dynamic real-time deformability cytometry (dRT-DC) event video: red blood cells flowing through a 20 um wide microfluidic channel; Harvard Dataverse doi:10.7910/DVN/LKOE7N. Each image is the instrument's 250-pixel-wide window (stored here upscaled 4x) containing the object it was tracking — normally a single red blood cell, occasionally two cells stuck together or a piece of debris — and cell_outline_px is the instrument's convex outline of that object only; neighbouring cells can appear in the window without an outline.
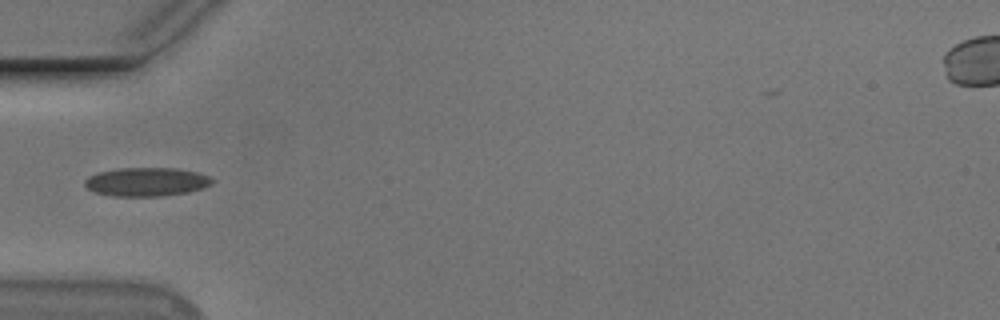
{"species": "Egyptian fruit bat (a non-hibernating species)", "species_latin": "Rousettus aegyptiacus", "temperature_condition": "cold", "stored_images_in_passage": 39, "camera_frame_rate_fps": 3000, "um_per_image_px": 0.085, "animal": {"sex": "male"}, "frame": {"image": 1, "passage_image": 1, "time_ms": 0.0, "image_size_px": [1000, 320], "cell_outline_px": [[212, 184], [204, 188], [188, 192], [160, 196], [112, 196], [96, 192], [88, 188], [84, 184], [84, 180], [88, 176], [100, 172], [116, 168], [176, 168], [196, 172], [208, 176], [212, 180]], "centroid_in_image_um": [12.44, 15.45], "position_along_channel_um": 72.6, "area_um2": 21.21}}
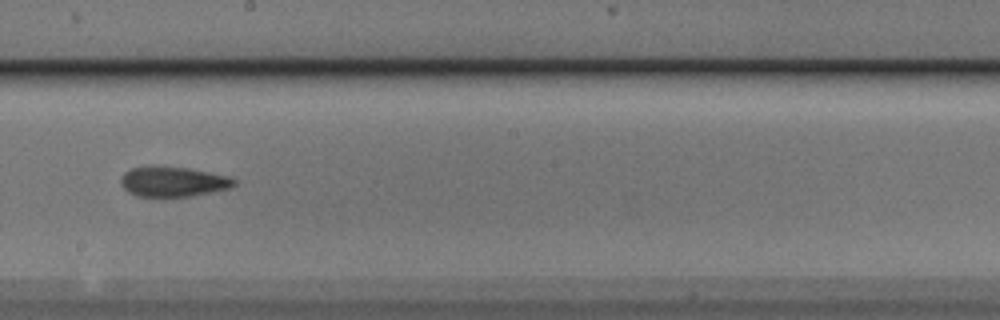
{"frame": {"image": 2, "passage_image": 14, "time_ms": 4.333, "image_size_px": [1000, 320], "cell_outline_px": [[236, 184], [228, 188], [192, 196], [136, 196], [128, 192], [120, 184], [120, 176], [124, 172], [132, 168], [188, 168], [228, 176], [236, 180]], "centroid_in_image_um": [14.7, 15.46], "position_along_channel_um": 233.5, "area_um2": 19.25}}
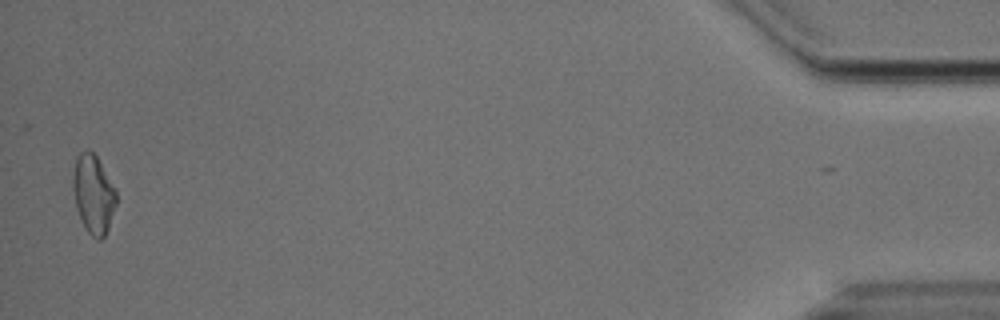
{"frame": {"image": 3, "passage_image": 37, "time_ms": 12.0, "image_size_px": [1000, 320], "cell_outline_px": [[116, 204], [108, 228], [104, 236], [100, 240], [96, 240], [88, 232], [76, 208], [72, 188], [72, 180], [76, 160], [80, 152], [88, 148], [96, 156], [116, 188]], "centroid_in_image_um": [7.94, 16.49], "position_along_channel_um": 427.3, "area_um2": 19.71}, "authors_computed_cell_mechanics": {"area_um2": 19.5942, "velocity_mm_per_s": 3.7028, "shape_relaxation_time_tau1_ms": null, "shape_relaxation_time_tau2_ms": 5.464, "deformation_change_tau1": null, "deformation_change_tau2": 0.0952}}